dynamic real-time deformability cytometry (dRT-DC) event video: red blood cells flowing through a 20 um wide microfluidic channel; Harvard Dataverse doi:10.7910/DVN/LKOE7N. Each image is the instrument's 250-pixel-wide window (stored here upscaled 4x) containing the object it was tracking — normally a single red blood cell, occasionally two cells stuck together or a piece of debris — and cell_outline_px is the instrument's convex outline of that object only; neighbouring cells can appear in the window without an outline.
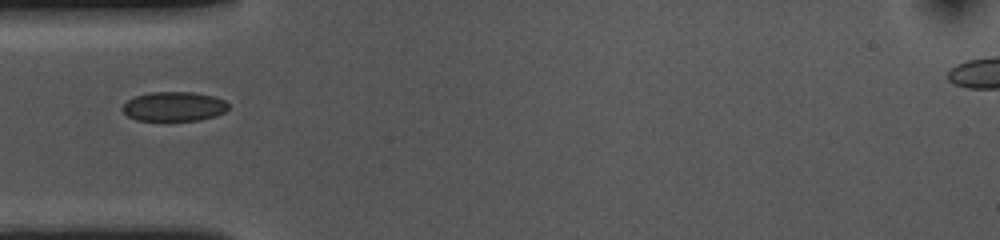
{"species": "common noctule bat (a hibernating species)", "species_latin": "Nyctalus noctula", "temperature_condition": "cold", "stored_images_in_passage": 40, "camera_frame_rate_fps": 3000, "um_per_image_px": 0.085, "animal": {"sex": "female", "body_mass_g": 10.0, "forearm_length_mm": 53.1}, "frame": {"image": 1, "passage_image": 1, "time_ms": 0.0, "image_size_px": [1000, 240], "cell_outline_px": [[228, 108], [224, 112], [216, 116], [200, 120], [136, 120], [128, 116], [120, 108], [128, 100], [136, 96], [152, 92], [192, 92], [212, 96], [224, 100], [228, 104]], "centroid_in_image_um": [14.78, 9.05], "position_along_channel_um": 70.2, "area_um2": 18.03}}
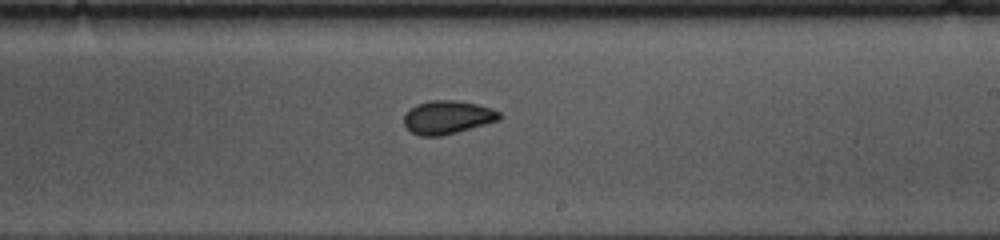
{"frame": {"image": 2, "passage_image": 16, "time_ms": 5.0, "image_size_px": [1000, 240], "cell_outline_px": [[500, 120], [456, 132], [440, 136], [420, 136], [412, 132], [404, 124], [404, 116], [416, 104], [432, 100], [456, 100], [476, 104], [492, 108], [500, 112]], "centroid_in_image_um": [38.05, 9.96], "position_along_channel_um": 251.0, "area_um2": 18.32}}
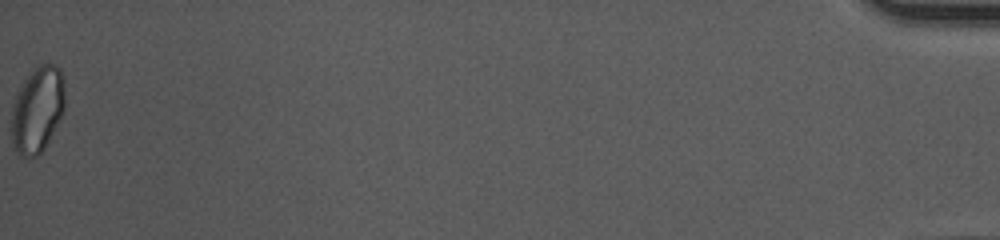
{"frame": {"image": 3, "passage_image": 40, "time_ms": 13.0, "image_size_px": [1000, 240], "cell_outline_px": [[64, 108], [44, 148], [36, 156], [28, 160], [20, 156], [16, 152], [12, 144], [12, 104], [24, 80], [40, 64], [52, 64], [60, 68], [64, 76]], "centroid_in_image_um": [3.17, 9.34], "position_along_channel_um": 432.0, "area_um2": 26.53}}